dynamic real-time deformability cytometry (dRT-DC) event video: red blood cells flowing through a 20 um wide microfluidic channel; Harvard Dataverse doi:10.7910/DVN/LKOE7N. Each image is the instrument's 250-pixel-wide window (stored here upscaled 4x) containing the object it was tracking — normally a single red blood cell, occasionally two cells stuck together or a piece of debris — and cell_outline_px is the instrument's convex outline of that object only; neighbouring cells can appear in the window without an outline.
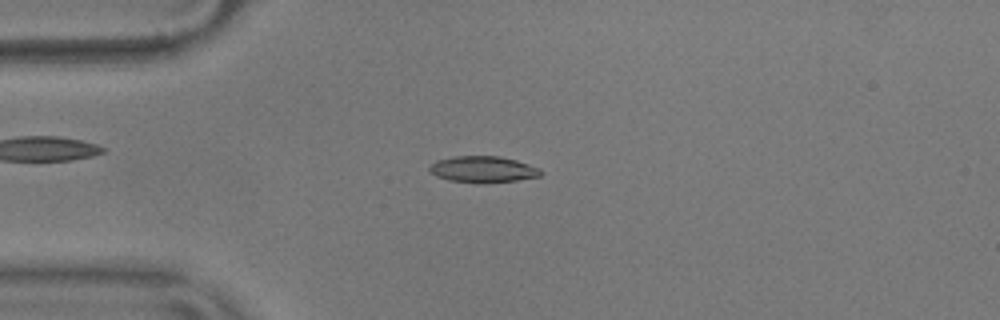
{"species": "common noctule bat (a hibernating species)", "species_latin": "Nyctalus noctula", "temperature_condition": "warm", "stored_images_in_passage": 48, "camera_frame_rate_fps": 3000, "um_per_image_px": 0.085, "animal": {"sex": "male", "body_mass_g": 17.9}, "frame": {"image": 1, "passage_image": 6, "time_ms": 1.667, "image_size_px": [1000, 320], "cell_outline_px": [[540, 176], [516, 180], [448, 180], [436, 176], [428, 172], [428, 168], [436, 160], [456, 156], [500, 156], [516, 160], [540, 168]], "centroid_in_image_um": [41.01, 14.34], "position_along_channel_um": 44.0, "area_um2": 16.18}}
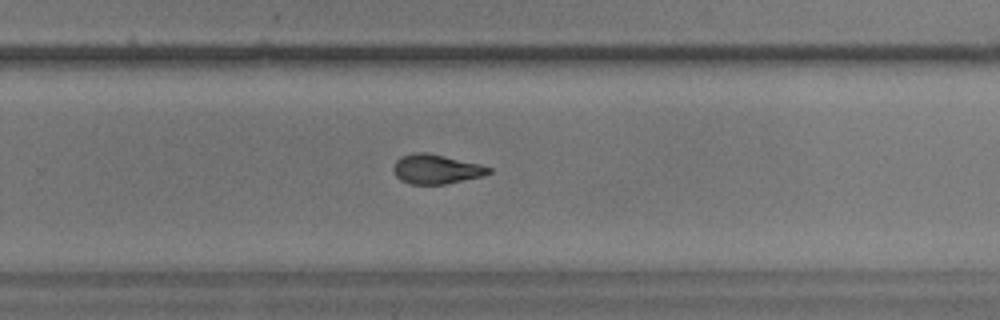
{"frame": {"image": 2, "passage_image": 28, "time_ms": 9.0, "image_size_px": [1000, 320], "cell_outline_px": [[492, 172], [484, 176], [444, 184], [408, 184], [400, 180], [396, 176], [392, 168], [396, 160], [400, 156], [416, 152], [428, 152], [480, 164], [492, 168]], "centroid_in_image_um": [37.06, 14.37], "position_along_channel_um": 292.7, "area_um2": 16.53}}
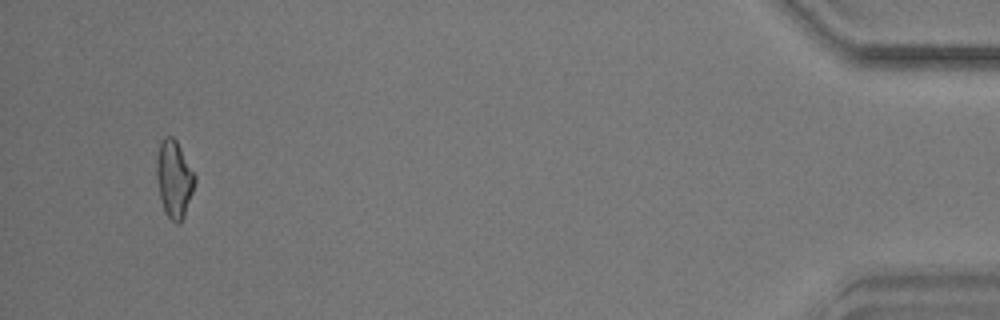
{"frame": {"image": 3, "passage_image": 45, "time_ms": 14.667, "image_size_px": [1000, 320], "cell_outline_px": [[196, 180], [184, 216], [180, 224], [176, 224], [164, 212], [160, 200], [156, 176], [156, 152], [164, 136], [172, 136], [176, 140], [196, 176]], "centroid_in_image_um": [14.78, 15.21], "position_along_channel_um": 420.4, "area_um2": 17.28}, "authors_computed_cell_mechanics": {"area_um2": 16.8198, "velocity_mm_per_s": 3.6292, "shape_relaxation_time_tau1_ms": 4.303, "shape_relaxation_time_tau2_ms": 2.1779, "deformation_change_tau1": 0.1547, "deformation_change_tau2": 0.0892}}